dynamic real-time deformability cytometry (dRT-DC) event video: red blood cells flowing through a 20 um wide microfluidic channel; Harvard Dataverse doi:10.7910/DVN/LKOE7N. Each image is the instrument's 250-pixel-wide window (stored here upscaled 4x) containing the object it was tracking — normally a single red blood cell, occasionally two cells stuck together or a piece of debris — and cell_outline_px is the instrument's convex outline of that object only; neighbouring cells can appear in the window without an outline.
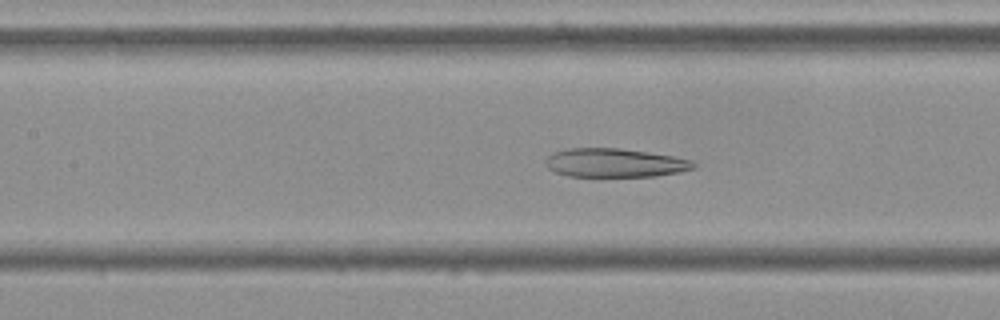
{"species": "Egyptian fruit bat (a non-hibernating species)", "species_latin": "Rousettus aegyptiacus", "temperature_condition": "cold", "stored_images_in_passage": 55, "camera_frame_rate_fps": 3000, "um_per_image_px": 0.085, "frame": {"image": 1, "passage_image": 24, "time_ms": 7.667, "image_size_px": [1000, 320], "cell_outline_px": [[696, 168], [680, 172], [656, 176], [568, 176], [556, 172], [548, 168], [544, 164], [548, 156], [564, 148], [620, 148], [648, 152], [672, 156], [692, 160], [696, 164]], "centroid_in_image_um": [52.27, 13.84], "position_along_channel_um": 155.1, "area_um2": 24.8}}
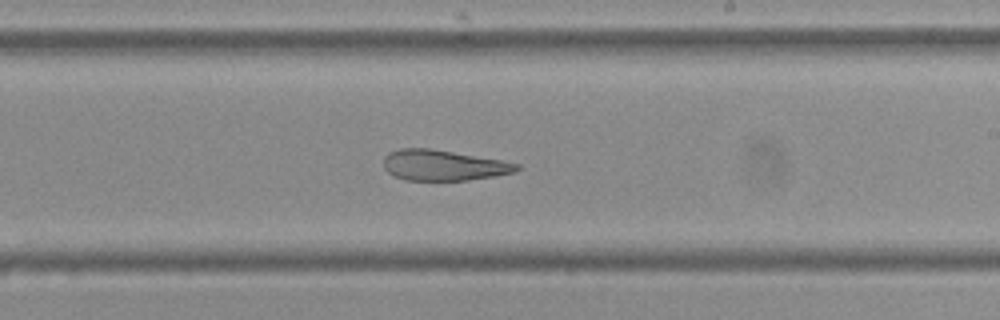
{"frame": {"image": 2, "passage_image": 32, "time_ms": 10.333, "image_size_px": [1000, 320], "cell_outline_px": [[520, 168], [512, 172], [496, 176], [468, 180], [404, 180], [392, 176], [384, 168], [384, 156], [388, 152], [400, 148], [428, 148], [500, 160], [520, 164]], "centroid_in_image_um": [37.63, 14.05], "position_along_channel_um": 251.4, "area_um2": 23.64}}
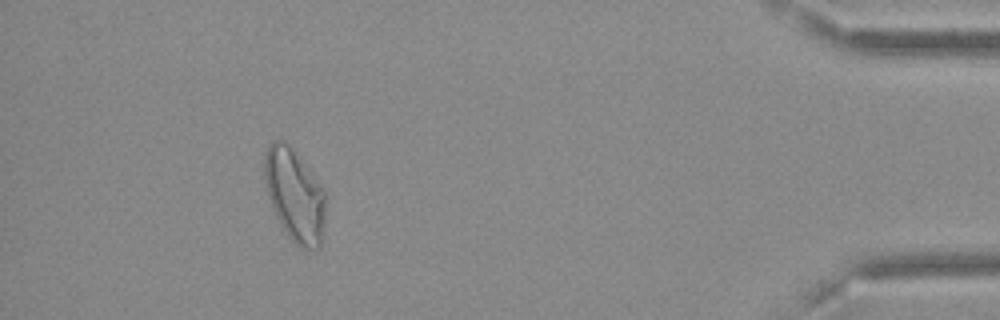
{"frame": {"image": 3, "passage_image": 50, "time_ms": 16.333, "image_size_px": [1000, 320], "cell_outline_px": [[324, 236], [320, 248], [316, 252], [300, 248], [288, 236], [280, 224], [272, 208], [264, 176], [264, 156], [268, 144], [272, 140], [280, 140], [288, 144], [304, 164], [324, 192]], "centroid_in_image_um": [25.04, 16.67], "position_along_channel_um": 410.2, "area_um2": 32.71}}